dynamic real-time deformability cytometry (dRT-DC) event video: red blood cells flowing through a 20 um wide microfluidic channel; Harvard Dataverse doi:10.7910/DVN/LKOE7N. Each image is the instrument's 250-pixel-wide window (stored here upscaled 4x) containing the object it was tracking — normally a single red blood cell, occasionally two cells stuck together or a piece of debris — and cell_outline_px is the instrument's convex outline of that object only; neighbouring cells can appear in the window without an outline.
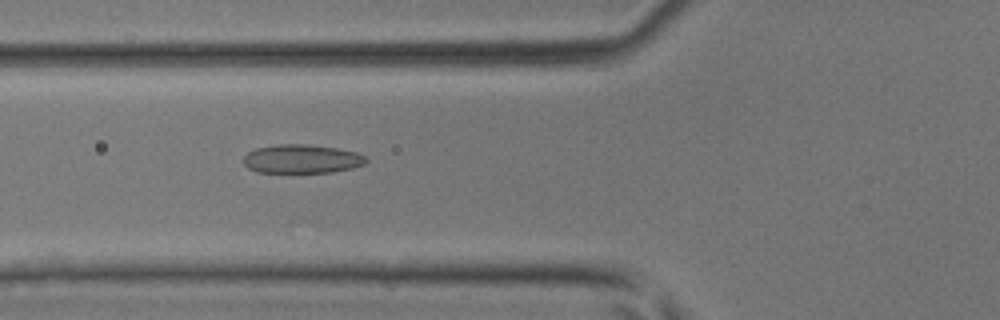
{"species": "common noctule bat (a hibernating species)", "species_latin": "Nyctalus noctula", "temperature_condition": "room temperature", "stored_images_in_passage": 44, "camera_frame_rate_fps": 3000, "um_per_image_px": 0.085, "animal": {"sex": "male", "body_mass_g": 17.9, "forearm_length_mm": 54.2}, "frame": {"image": 1, "passage_image": 17, "time_ms": 5.333, "image_size_px": [1000, 320], "cell_outline_px": [[368, 160], [364, 164], [352, 168], [332, 172], [256, 172], [248, 168], [244, 164], [244, 156], [248, 152], [256, 148], [276, 144], [308, 144], [336, 148], [356, 152], [364, 156]], "centroid_in_image_um": [25.64, 13.5], "position_along_channel_um": 100.2, "area_um2": 20.52}}
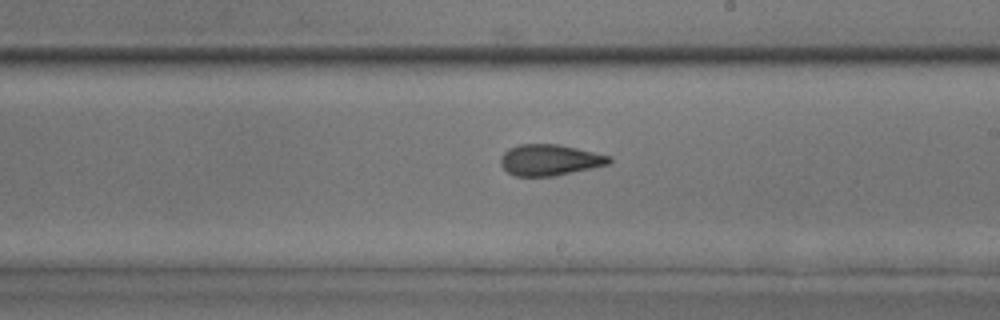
{"frame": {"image": 2, "passage_image": 26, "time_ms": 8.333, "image_size_px": [1000, 320], "cell_outline_px": [[612, 160], [608, 164], [552, 176], [516, 176], [508, 172], [500, 164], [500, 156], [508, 148], [520, 144], [560, 144], [612, 156]], "centroid_in_image_um": [46.7, 13.58], "position_along_channel_um": 242.3, "area_um2": 19.59}}
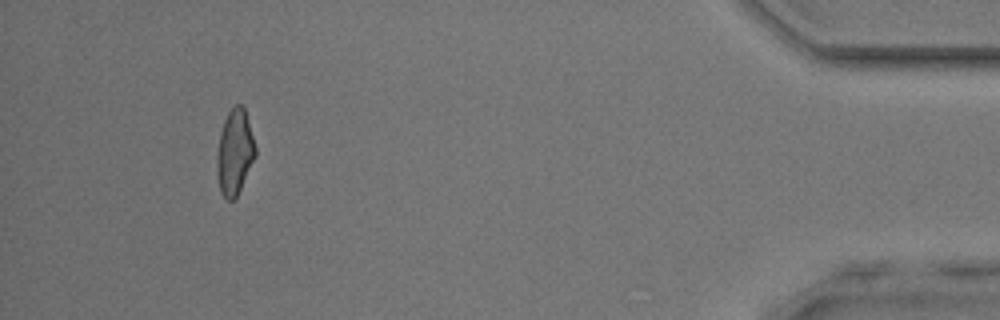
{"frame": {"image": 3, "passage_image": 41, "time_ms": 13.333, "image_size_px": [1000, 320], "cell_outline_px": [[256, 156], [236, 196], [232, 200], [228, 200], [220, 192], [216, 176], [216, 156], [220, 132], [224, 120], [228, 112], [236, 104], [240, 104], [244, 108], [248, 120], [256, 148]], "centroid_in_image_um": [19.93, 12.94], "position_along_channel_um": 415.3, "area_um2": 19.07}}